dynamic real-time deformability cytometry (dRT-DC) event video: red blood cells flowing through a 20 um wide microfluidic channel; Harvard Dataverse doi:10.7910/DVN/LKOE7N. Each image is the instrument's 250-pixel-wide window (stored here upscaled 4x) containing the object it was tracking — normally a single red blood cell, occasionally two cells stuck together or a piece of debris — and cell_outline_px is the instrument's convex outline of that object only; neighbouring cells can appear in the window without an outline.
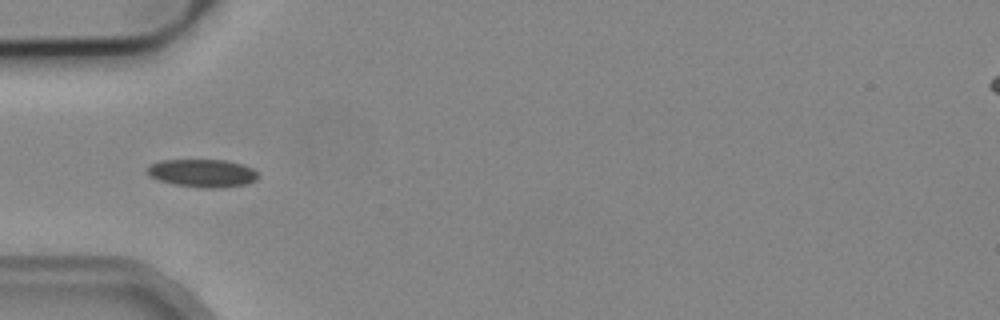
{"species": "common noctule bat (a hibernating species)", "species_latin": "Nyctalus noctula", "temperature_condition": "cold", "stored_images_in_passage": 5, "camera_frame_rate_fps": 3000, "um_per_image_px": 0.085, "animal": {"sex": "male", "body_mass_g": 19.2, "forearm_length_mm": 51.8}, "frame": {"image": 1, "passage_image": 2, "time_ms": 1.333, "image_size_px": [1000, 320], "cell_outline_px": [[260, 176], [256, 180], [244, 184], [216, 188], [204, 188], [176, 184], [160, 180], [152, 176], [148, 172], [148, 164], [160, 160], [224, 160], [240, 164], [252, 168]], "centroid_in_image_um": [17.22, 14.7], "position_along_channel_um": 67.8, "area_um2": 17.74}}